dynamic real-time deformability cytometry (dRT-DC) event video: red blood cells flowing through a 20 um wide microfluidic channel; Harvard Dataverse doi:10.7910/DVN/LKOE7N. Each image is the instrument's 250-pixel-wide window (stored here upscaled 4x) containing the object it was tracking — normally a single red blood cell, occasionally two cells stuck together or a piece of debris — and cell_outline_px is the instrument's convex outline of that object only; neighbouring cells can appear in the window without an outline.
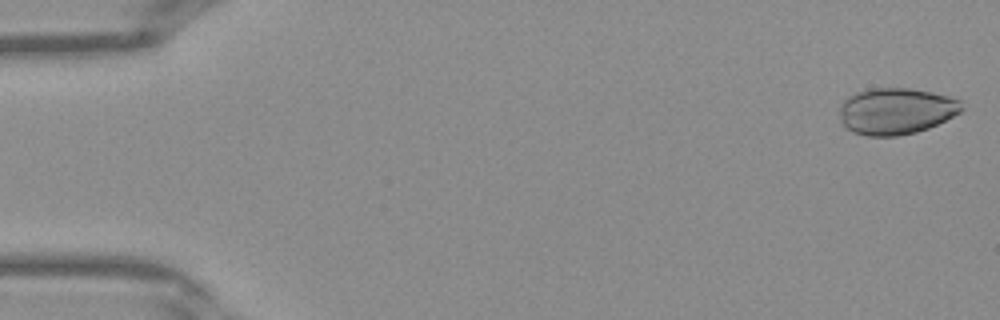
{"species": "Egyptian fruit bat (a non-hibernating species)", "species_latin": "Rousettus aegyptiacus", "temperature_condition": "warm", "stored_images_in_passage": 40, "camera_frame_rate_fps": 3000, "um_per_image_px": 0.085, "frame": {"image": 1, "passage_image": 1, "time_ms": 0.0, "image_size_px": [1000, 320], "cell_outline_px": [[964, 108], [960, 112], [928, 128], [916, 132], [896, 136], [864, 136], [852, 132], [840, 120], [840, 104], [848, 96], [856, 92], [868, 88], [908, 88], [932, 92], [948, 96], [960, 100]], "centroid_in_image_um": [76.14, 9.44], "position_along_channel_um": 8.9, "area_um2": 33.12}}
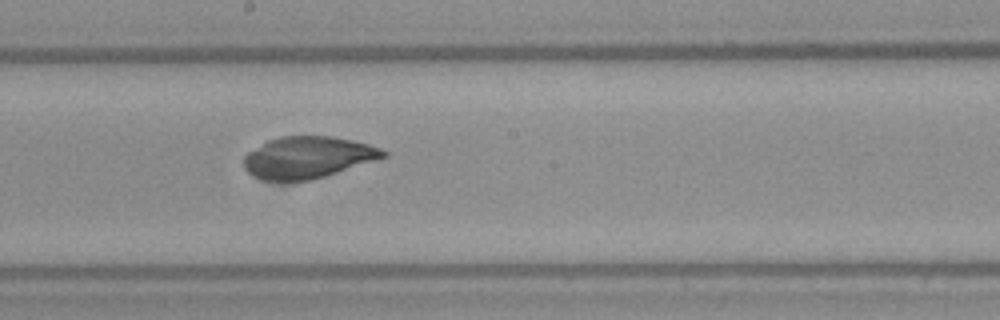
{"frame": {"image": 2, "passage_image": 22, "time_ms": 7.0, "image_size_px": [1000, 320], "cell_outline_px": [[388, 156], [312, 180], [264, 180], [252, 176], [244, 168], [244, 156], [248, 152], [264, 140], [276, 136], [332, 136], [352, 140], [368, 144], [380, 148], [388, 152]], "centroid_in_image_um": [26.12, 13.36], "position_along_channel_um": 222.1, "area_um2": 34.04}}
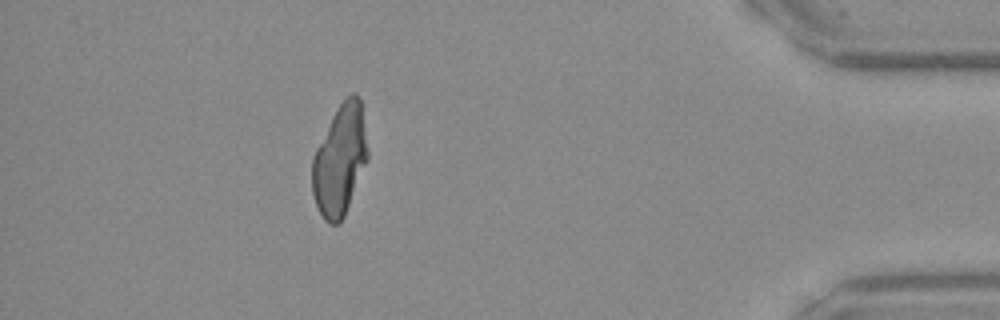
{"frame": {"image": 3, "passage_image": 36, "time_ms": 11.667, "image_size_px": [1000, 320], "cell_outline_px": [[368, 160], [344, 216], [336, 224], [328, 224], [324, 220], [316, 204], [312, 192], [312, 160], [316, 148], [336, 108], [352, 92], [356, 92], [364, 104], [368, 152]], "centroid_in_image_um": [28.92, 13.55], "position_along_channel_um": 406.3, "area_um2": 36.13}}